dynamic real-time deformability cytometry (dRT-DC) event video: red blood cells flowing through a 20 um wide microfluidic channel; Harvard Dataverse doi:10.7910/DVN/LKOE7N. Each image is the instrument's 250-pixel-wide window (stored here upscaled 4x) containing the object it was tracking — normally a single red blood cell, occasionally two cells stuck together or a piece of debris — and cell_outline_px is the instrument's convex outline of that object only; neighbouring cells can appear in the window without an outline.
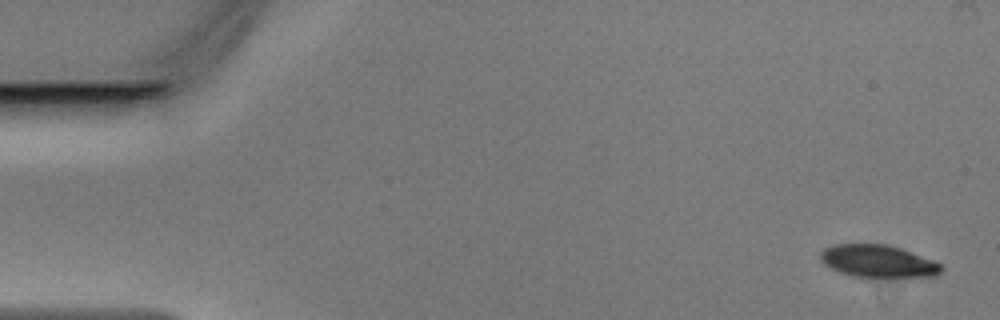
{"species": "Egyptian fruit bat (a non-hibernating species)", "species_latin": "Rousettus aegyptiacus", "temperature_condition": "warm", "stored_images_in_passage": 48, "camera_frame_rate_fps": 3000, "um_per_image_px": 0.085, "animal": {"sex": "male"}, "frame": {"image": 1, "passage_image": 2, "time_ms": 0.333, "image_size_px": [1000, 320], "cell_outline_px": [[944, 268], [936, 276], [852, 276], [840, 272], [824, 264], [820, 260], [820, 252], [824, 248], [832, 244], [888, 244], [900, 248], [932, 260], [940, 264]], "centroid_in_image_um": [74.59, 22.18], "position_along_channel_um": 10.4, "area_um2": 22.48}}
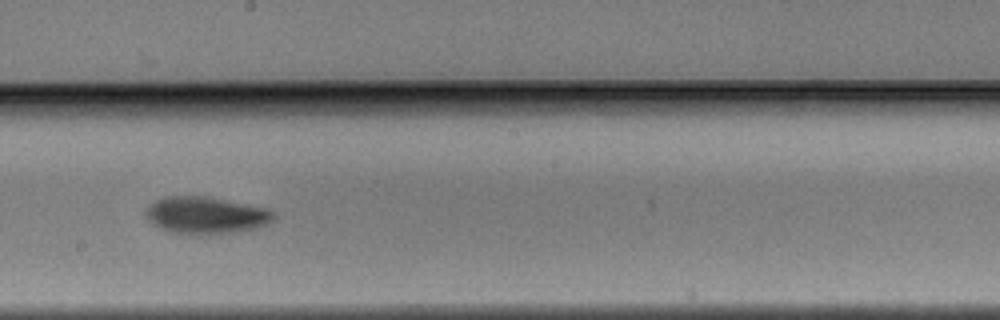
{"frame": {"image": 2, "passage_image": 27, "time_ms": 8.667, "image_size_px": [1000, 320], "cell_outline_px": [[276, 220], [268, 224], [256, 228], [236, 232], [172, 232], [160, 228], [148, 220], [144, 212], [156, 200], [164, 196], [204, 196], [248, 204], [268, 208], [276, 212]], "centroid_in_image_um": [17.57, 18.26], "position_along_channel_um": 230.6, "area_um2": 27.11}}
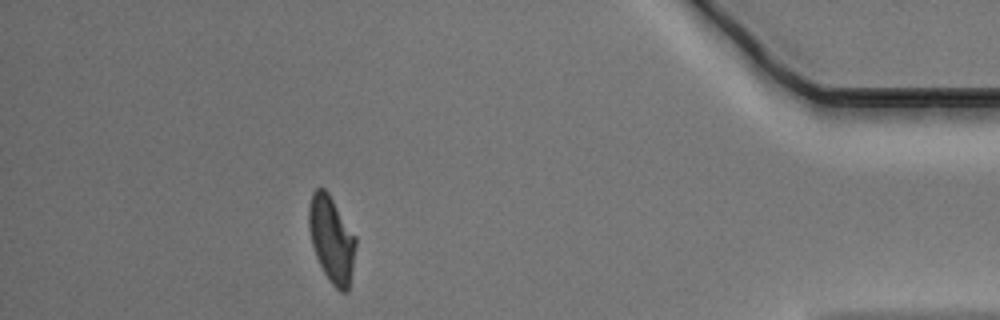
{"frame": {"image": 3, "passage_image": 43, "time_ms": 14.0, "image_size_px": [1000, 320], "cell_outline_px": [[356, 248], [348, 292], [340, 292], [328, 280], [316, 256], [312, 244], [308, 228], [308, 208], [312, 192], [316, 188], [324, 188], [328, 192], [356, 236]], "centroid_in_image_um": [28.18, 20.33], "position_along_channel_um": 407.0, "area_um2": 23.64}}